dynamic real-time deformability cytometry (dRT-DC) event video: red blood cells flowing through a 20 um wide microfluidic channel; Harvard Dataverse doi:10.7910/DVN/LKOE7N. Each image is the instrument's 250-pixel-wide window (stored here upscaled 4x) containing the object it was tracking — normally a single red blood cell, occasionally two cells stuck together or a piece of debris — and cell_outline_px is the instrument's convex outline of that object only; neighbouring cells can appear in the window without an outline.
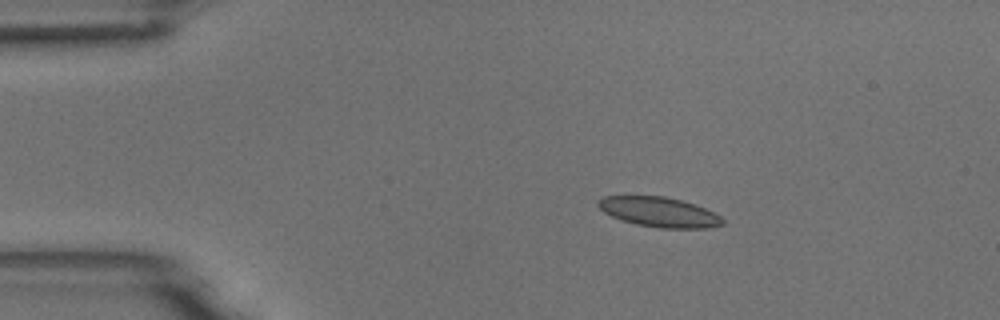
{"species": "common noctule bat (a hibernating species)", "species_latin": "Nyctalus noctula", "temperature_condition": "room temperature", "stored_images_in_passage": 5, "camera_frame_rate_fps": 3000, "um_per_image_px": 0.085, "animal": {"sex": "male", "body_mass_g": 18.8}, "frame": {"image": 1, "passage_image": 3, "time_ms": 0.667, "image_size_px": [1000, 320], "cell_outline_px": [[724, 224], [712, 228], [660, 228], [636, 224], [620, 220], [604, 212], [596, 204], [596, 200], [604, 196], [664, 196], [696, 204], [720, 216], [724, 220]], "centroid_in_image_um": [56.02, 18.02], "position_along_channel_um": 29.0, "area_um2": 21.73}}